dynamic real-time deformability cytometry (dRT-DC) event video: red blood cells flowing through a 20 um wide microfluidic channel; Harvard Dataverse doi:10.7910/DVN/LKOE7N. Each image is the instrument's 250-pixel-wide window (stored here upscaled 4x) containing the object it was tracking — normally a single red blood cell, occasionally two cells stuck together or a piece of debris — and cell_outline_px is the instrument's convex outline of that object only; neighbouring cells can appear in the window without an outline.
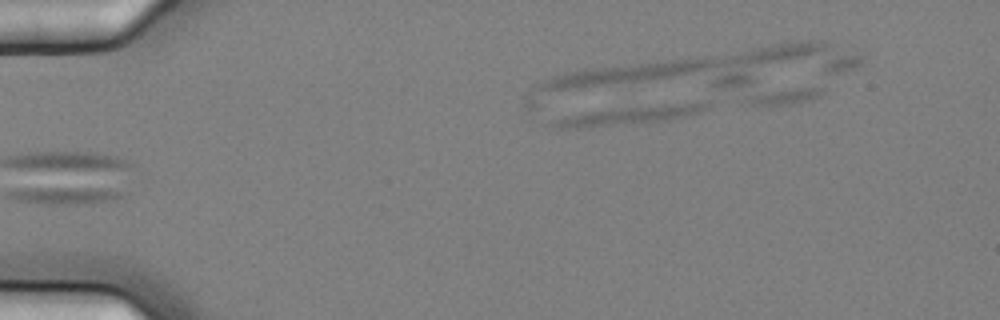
{"species": "common noctule bat (a hibernating species)", "species_latin": "Nyctalus noctula", "temperature_condition": "cold", "stored_images_in_passage": 5, "segment_of_instrument_passage": [2, 2], "camera_frame_rate_fps": 3000, "um_per_image_px": 0.085, "animal": {"sex": "female", "body_mass_g": 25.1}, "frame": {"image": 1, "passage_image": 5, "time_ms": 1.333, "image_size_px": [1000, 320], "cell_outline_px": [[712, 104], [700, 112], [668, 120], [644, 124], [580, 128], [556, 128], [548, 124], [552, 120], [564, 116], [588, 112], [708, 100], [712, 100]], "centroid_in_image_um": [53.58, 9.82], "position_along_channel_um": 31.4, "area_um2": 16.76}}